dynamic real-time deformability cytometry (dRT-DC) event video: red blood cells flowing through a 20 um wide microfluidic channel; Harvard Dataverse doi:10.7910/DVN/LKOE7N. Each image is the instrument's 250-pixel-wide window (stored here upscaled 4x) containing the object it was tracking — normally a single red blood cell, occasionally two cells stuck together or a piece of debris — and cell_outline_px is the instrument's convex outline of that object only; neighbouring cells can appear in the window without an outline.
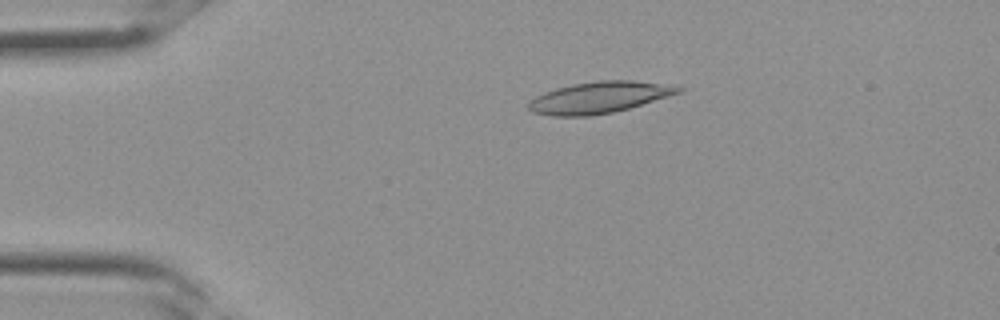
{"species": "Egyptian fruit bat (a non-hibernating species)", "species_latin": "Rousettus aegyptiacus", "temperature_condition": "room temperature", "stored_images_in_passage": 33, "camera_frame_rate_fps": 3000, "um_per_image_px": 0.085, "frame": {"image": 1, "passage_image": 7, "time_ms": 2.0, "image_size_px": [1000, 320], "cell_outline_px": [[684, 88], [680, 92], [668, 96], [628, 108], [612, 112], [592, 116], [552, 116], [532, 112], [528, 108], [528, 104], [536, 96], [544, 92], [556, 88], [572, 84], [596, 80], [632, 80], [660, 84]], "centroid_in_image_um": [50.86, 8.28], "position_along_channel_um": 34.1, "area_um2": 27.11}}
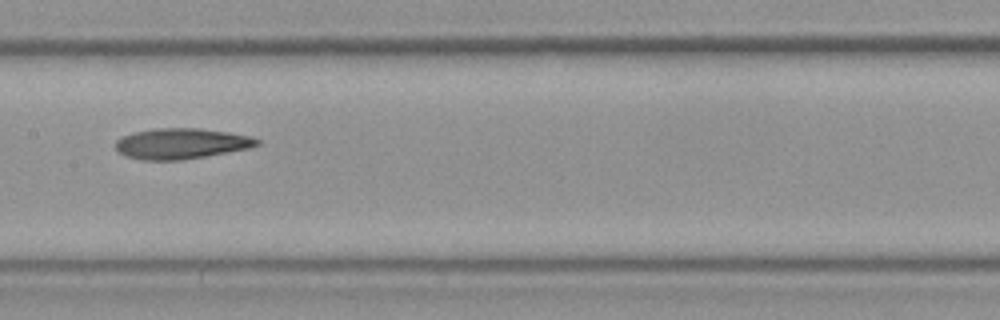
{"frame": {"image": 2, "passage_image": 17, "time_ms": 5.333, "image_size_px": [1000, 320], "cell_outline_px": [[260, 144], [252, 148], [180, 160], [140, 160], [124, 156], [116, 148], [116, 140], [132, 132], [156, 128], [200, 128], [228, 132], [252, 136], [260, 140]], "centroid_in_image_um": [15.43, 12.2], "position_along_channel_um": 192.0, "area_um2": 25.37}}
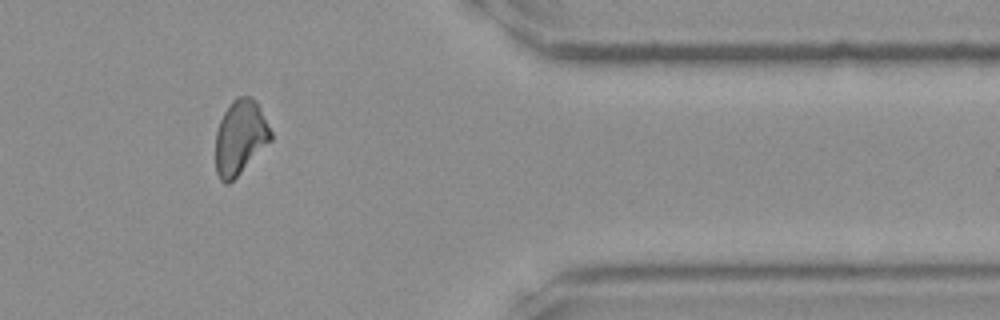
{"frame": {"image": 3, "passage_image": 28, "time_ms": 9.0, "image_size_px": [1000, 320], "cell_outline_px": [[272, 140], [228, 184], [224, 184], [220, 180], [216, 172], [216, 132], [220, 120], [224, 112], [232, 100], [236, 96], [252, 96], [256, 100], [272, 132]], "centroid_in_image_um": [20.41, 11.65], "position_along_channel_um": 391.0, "area_um2": 23.87}}